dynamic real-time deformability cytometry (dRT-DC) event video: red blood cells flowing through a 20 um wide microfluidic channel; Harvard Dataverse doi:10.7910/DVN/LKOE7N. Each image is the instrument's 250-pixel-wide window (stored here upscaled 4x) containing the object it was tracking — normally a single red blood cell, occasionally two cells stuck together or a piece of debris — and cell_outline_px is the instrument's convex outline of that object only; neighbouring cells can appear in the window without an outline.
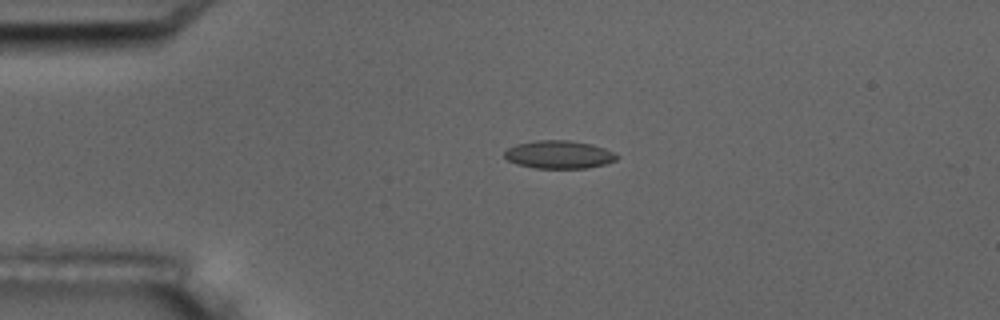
{"species": "common noctule bat (a hibernating species)", "species_latin": "Nyctalus noctula", "temperature_condition": "room temperature", "stored_images_in_passage": 3, "camera_frame_rate_fps": 3000, "um_per_image_px": 0.085, "animal": {"sex": "male", "body_mass_g": 17.5, "forearm_length_mm": 52.3}, "frame": {"image": 1, "passage_image": 1, "time_ms": 0.0, "image_size_px": [1000, 320], "cell_outline_px": [[620, 156], [616, 160], [604, 164], [588, 168], [536, 168], [516, 164], [508, 160], [504, 156], [504, 152], [508, 148], [516, 144], [536, 140], [568, 140], [592, 144], [604, 148]], "centroid_in_image_um": [47.5, 13.13], "position_along_channel_um": 37.5, "area_um2": 18.32}}
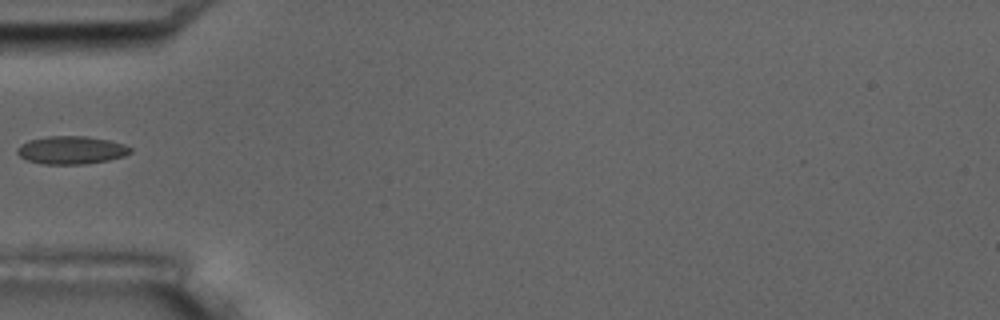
{"frame": {"image": 2, "passage_image": 3, "time_ms": 2.0, "image_size_px": [1000, 320], "cell_outline_px": [[132, 152], [124, 156], [108, 160], [84, 164], [44, 164], [28, 160], [20, 156], [16, 152], [16, 148], [20, 144], [28, 140], [48, 136], [88, 136], [108, 140], [124, 144], [132, 148]], "centroid_in_image_um": [6.06, 12.75], "position_along_channel_um": 78.9, "area_um2": 18.5}}